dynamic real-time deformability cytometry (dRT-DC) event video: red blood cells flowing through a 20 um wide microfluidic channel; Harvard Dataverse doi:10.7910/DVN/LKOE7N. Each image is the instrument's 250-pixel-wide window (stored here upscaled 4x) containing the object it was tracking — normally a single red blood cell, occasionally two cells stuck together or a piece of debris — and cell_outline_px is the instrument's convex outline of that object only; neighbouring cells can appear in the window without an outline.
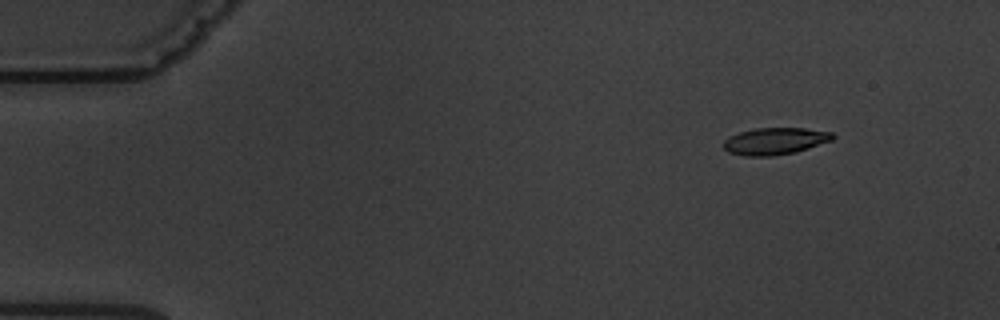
{"species": "common noctule bat (a hibernating species)", "species_latin": "Nyctalus noctula", "temperature_condition": "warm", "stored_images_in_passage": 5, "camera_frame_rate_fps": 3000, "um_per_image_px": 0.085, "animal": {"sex": "male", "body_mass_g": 19.5, "forearm_length_mm": 54.6}, "frame": {"image": 1, "passage_image": 2, "time_ms": 1.0, "image_size_px": [1000, 320], "cell_outline_px": [[836, 136], [832, 140], [796, 152], [772, 156], [744, 156], [728, 152], [724, 148], [724, 140], [728, 136], [740, 132], [756, 128], [804, 128], [832, 132]], "centroid_in_image_um": [65.87, 11.99], "position_along_channel_um": 19.1, "area_um2": 17.17}}
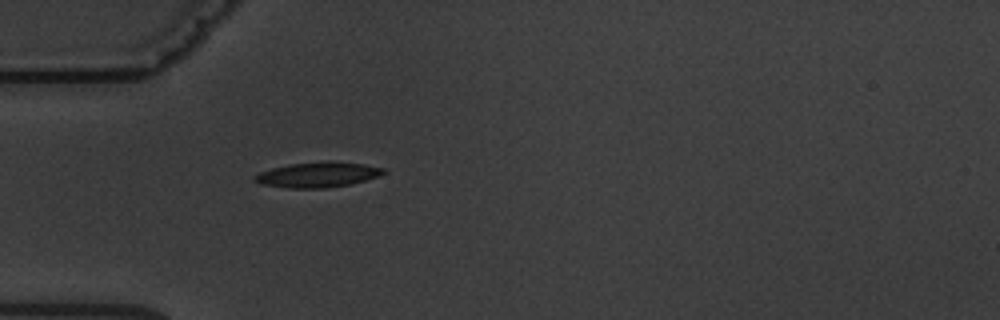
{"frame": {"image": 2, "passage_image": 5, "time_ms": 4.667, "image_size_px": [1000, 320], "cell_outline_px": [[388, 172], [352, 184], [324, 188], [288, 188], [260, 184], [252, 180], [252, 176], [260, 172], [272, 168], [288, 164], [328, 160], [332, 160], [364, 164], [384, 168]], "centroid_in_image_um": [26.98, 14.84], "position_along_channel_um": 58.0, "area_um2": 19.19}}